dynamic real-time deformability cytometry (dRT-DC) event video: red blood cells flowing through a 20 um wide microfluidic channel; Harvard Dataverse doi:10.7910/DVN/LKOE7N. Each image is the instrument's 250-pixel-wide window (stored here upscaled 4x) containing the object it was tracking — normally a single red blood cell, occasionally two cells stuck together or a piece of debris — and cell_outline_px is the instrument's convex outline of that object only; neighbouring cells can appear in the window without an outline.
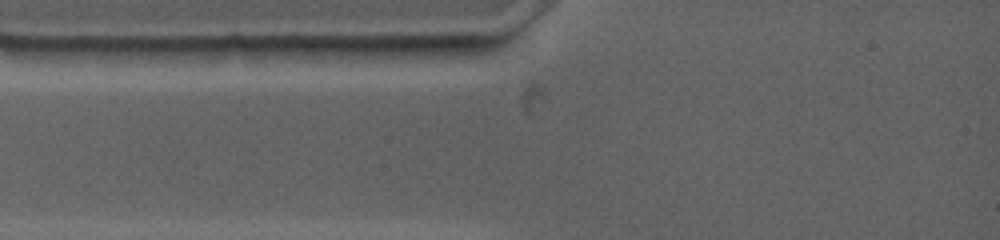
{"species": "common noctule bat (a hibernating species)", "species_latin": "Nyctalus noctula", "temperature_condition": "warm", "stored_images_in_passage": 3, "camera_frame_rate_fps": 4500, "um_per_image_px": 0.085, "animal": {"sex": "female", "body_mass_g": 19.0, "forearm_length_mm": 53.3}, "frame": {"image": 1, "passage_image": 1, "time_ms": 0.0, "image_size_px": [1000, 240], "cell_outline_px": [[492, 48], [488, 52], [380, 64], [372, 48], [432, 44], [492, 44]], "centroid_in_image_um": [36.28, 4.4], "position_along_channel_um": 48.7, "area_um2": 10.92}}